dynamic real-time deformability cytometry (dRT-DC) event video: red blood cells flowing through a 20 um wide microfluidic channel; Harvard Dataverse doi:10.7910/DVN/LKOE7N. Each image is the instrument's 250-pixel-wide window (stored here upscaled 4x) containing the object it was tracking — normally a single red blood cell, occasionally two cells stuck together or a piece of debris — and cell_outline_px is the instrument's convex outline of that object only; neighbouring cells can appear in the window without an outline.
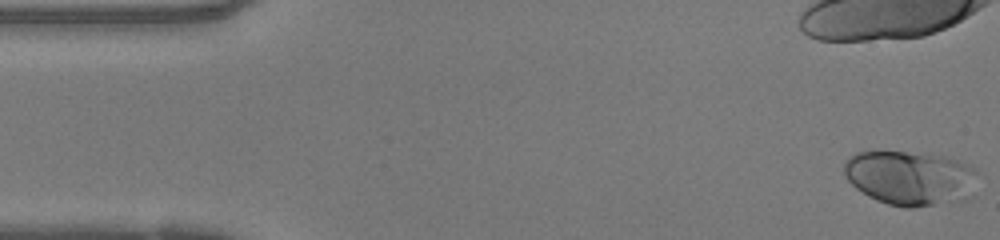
{"species": "human", "species_latin": "Homo sapiens", "temperature_condition": "warm", "stored_images_in_passage": 36, "camera_frame_rate_fps": 3000, "um_per_image_px": 0.085, "donor": {"sex": "female"}, "frame": {"image": 1, "passage_image": 1, "time_ms": 0.0, "image_size_px": [1000, 240], "cell_outline_px": [[976, 196], [968, 200], [912, 208], [904, 208], [888, 204], [876, 200], [868, 196], [856, 188], [848, 180], [844, 172], [844, 164], [848, 156], [856, 152], [904, 152], [948, 156], [972, 164], [976, 168]], "centroid_in_image_um": [77.46, 15.14], "position_along_channel_um": 7.5, "area_um2": 43.41}}